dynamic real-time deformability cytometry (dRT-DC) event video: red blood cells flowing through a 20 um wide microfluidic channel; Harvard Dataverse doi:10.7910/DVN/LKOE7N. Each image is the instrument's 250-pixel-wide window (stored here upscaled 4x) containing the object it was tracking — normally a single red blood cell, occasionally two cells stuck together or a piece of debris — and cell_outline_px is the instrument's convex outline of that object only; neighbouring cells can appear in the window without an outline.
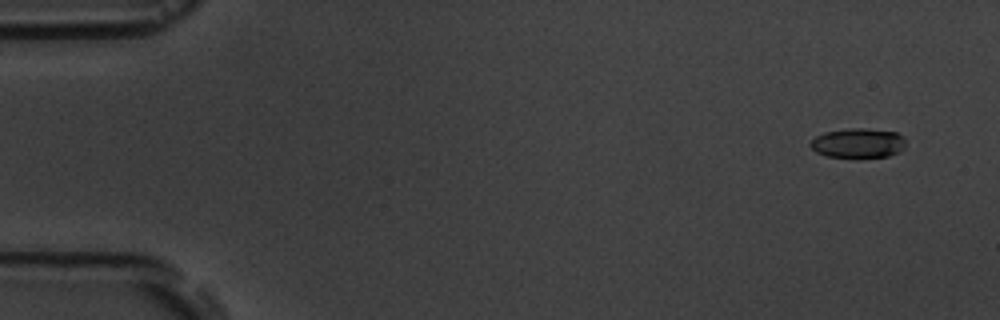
{"species": "common noctule bat (a hibernating species)", "species_latin": "Nyctalus noctula", "temperature_condition": "room temperature", "stored_images_in_passage": 6, "camera_frame_rate_fps": 3000, "um_per_image_px": 0.085, "animal": {"sex": "male", "body_mass_g": 19.5, "forearm_length_mm": 54.6}, "frame": {"image": 1, "passage_image": 2, "time_ms": 1.0, "image_size_px": [1000, 320], "cell_outline_px": [[904, 148], [888, 156], [828, 156], [816, 152], [808, 144], [816, 136], [824, 132], [852, 128], [864, 128], [896, 132], [904, 136]], "centroid_in_image_um": [72.92, 12.13], "position_along_channel_um": 12.1, "area_um2": 16.07}}